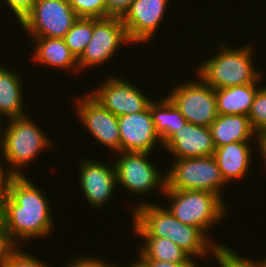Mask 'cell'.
<instances>
[{
  "instance_id": "1",
  "label": "cell",
  "mask_w": 266,
  "mask_h": 267,
  "mask_svg": "<svg viewBox=\"0 0 266 267\" xmlns=\"http://www.w3.org/2000/svg\"><path fill=\"white\" fill-rule=\"evenodd\" d=\"M26 177H6L1 198V223L16 246L21 240L44 238L54 228L48 199Z\"/></svg>"
},
{
  "instance_id": "2",
  "label": "cell",
  "mask_w": 266,
  "mask_h": 267,
  "mask_svg": "<svg viewBox=\"0 0 266 267\" xmlns=\"http://www.w3.org/2000/svg\"><path fill=\"white\" fill-rule=\"evenodd\" d=\"M132 210V227L139 237H160L173 241L191 257L216 256L220 251L229 247L211 243L198 227L180 222L166 208L140 201Z\"/></svg>"
},
{
  "instance_id": "3",
  "label": "cell",
  "mask_w": 266,
  "mask_h": 267,
  "mask_svg": "<svg viewBox=\"0 0 266 267\" xmlns=\"http://www.w3.org/2000/svg\"><path fill=\"white\" fill-rule=\"evenodd\" d=\"M227 45L220 43L219 52L199 64L197 76L213 89L261 83L264 73L253 65V45L233 49Z\"/></svg>"
},
{
  "instance_id": "4",
  "label": "cell",
  "mask_w": 266,
  "mask_h": 267,
  "mask_svg": "<svg viewBox=\"0 0 266 267\" xmlns=\"http://www.w3.org/2000/svg\"><path fill=\"white\" fill-rule=\"evenodd\" d=\"M24 115L18 118L8 119L4 131L1 155L8 162L9 169L5 171L6 176H24V169L38 157L41 150L51 147L52 140L37 126L33 120ZM51 144V145H50ZM12 168V169H11Z\"/></svg>"
},
{
  "instance_id": "5",
  "label": "cell",
  "mask_w": 266,
  "mask_h": 267,
  "mask_svg": "<svg viewBox=\"0 0 266 267\" xmlns=\"http://www.w3.org/2000/svg\"><path fill=\"white\" fill-rule=\"evenodd\" d=\"M164 196L170 205L166 208L180 222L198 227L205 235L226 217L225 203L218 195L198 190L166 189Z\"/></svg>"
},
{
  "instance_id": "6",
  "label": "cell",
  "mask_w": 266,
  "mask_h": 267,
  "mask_svg": "<svg viewBox=\"0 0 266 267\" xmlns=\"http://www.w3.org/2000/svg\"><path fill=\"white\" fill-rule=\"evenodd\" d=\"M167 176L166 189L212 192L222 200L223 180L214 156L174 159Z\"/></svg>"
},
{
  "instance_id": "7",
  "label": "cell",
  "mask_w": 266,
  "mask_h": 267,
  "mask_svg": "<svg viewBox=\"0 0 266 267\" xmlns=\"http://www.w3.org/2000/svg\"><path fill=\"white\" fill-rule=\"evenodd\" d=\"M78 18L68 0H37L20 25L31 38H64Z\"/></svg>"
},
{
  "instance_id": "8",
  "label": "cell",
  "mask_w": 266,
  "mask_h": 267,
  "mask_svg": "<svg viewBox=\"0 0 266 267\" xmlns=\"http://www.w3.org/2000/svg\"><path fill=\"white\" fill-rule=\"evenodd\" d=\"M118 160L114 163L117 184L127 188L141 197L147 193L160 189L164 194L167 187L166 173L159 172L149 158L148 152H118Z\"/></svg>"
},
{
  "instance_id": "9",
  "label": "cell",
  "mask_w": 266,
  "mask_h": 267,
  "mask_svg": "<svg viewBox=\"0 0 266 267\" xmlns=\"http://www.w3.org/2000/svg\"><path fill=\"white\" fill-rule=\"evenodd\" d=\"M197 78L196 81L179 83L167 96L188 123L209 127L218 116L215 89Z\"/></svg>"
},
{
  "instance_id": "10",
  "label": "cell",
  "mask_w": 266,
  "mask_h": 267,
  "mask_svg": "<svg viewBox=\"0 0 266 267\" xmlns=\"http://www.w3.org/2000/svg\"><path fill=\"white\" fill-rule=\"evenodd\" d=\"M127 43L132 42L127 36L121 17L93 18L91 40L77 59L79 70L104 64L117 53L119 46Z\"/></svg>"
},
{
  "instance_id": "11",
  "label": "cell",
  "mask_w": 266,
  "mask_h": 267,
  "mask_svg": "<svg viewBox=\"0 0 266 267\" xmlns=\"http://www.w3.org/2000/svg\"><path fill=\"white\" fill-rule=\"evenodd\" d=\"M90 95L117 117L144 111L152 101L135 84L113 76L93 88Z\"/></svg>"
},
{
  "instance_id": "12",
  "label": "cell",
  "mask_w": 266,
  "mask_h": 267,
  "mask_svg": "<svg viewBox=\"0 0 266 267\" xmlns=\"http://www.w3.org/2000/svg\"><path fill=\"white\" fill-rule=\"evenodd\" d=\"M89 94V95H88ZM82 99H76V114L85 128L100 144L120 152V130L118 117L104 108L88 93ZM78 105V106H77Z\"/></svg>"
},
{
  "instance_id": "13",
  "label": "cell",
  "mask_w": 266,
  "mask_h": 267,
  "mask_svg": "<svg viewBox=\"0 0 266 267\" xmlns=\"http://www.w3.org/2000/svg\"><path fill=\"white\" fill-rule=\"evenodd\" d=\"M170 0H134L121 17L129 40L147 43L157 33ZM160 24V25H159Z\"/></svg>"
},
{
  "instance_id": "14",
  "label": "cell",
  "mask_w": 266,
  "mask_h": 267,
  "mask_svg": "<svg viewBox=\"0 0 266 267\" xmlns=\"http://www.w3.org/2000/svg\"><path fill=\"white\" fill-rule=\"evenodd\" d=\"M118 123L120 151L122 152L152 153L156 143H159L161 146L163 145L155 131L150 104L144 111L119 116Z\"/></svg>"
},
{
  "instance_id": "15",
  "label": "cell",
  "mask_w": 266,
  "mask_h": 267,
  "mask_svg": "<svg viewBox=\"0 0 266 267\" xmlns=\"http://www.w3.org/2000/svg\"><path fill=\"white\" fill-rule=\"evenodd\" d=\"M79 183L81 191L94 209L104 206L117 186L115 166L101 161L80 160Z\"/></svg>"
},
{
  "instance_id": "16",
  "label": "cell",
  "mask_w": 266,
  "mask_h": 267,
  "mask_svg": "<svg viewBox=\"0 0 266 267\" xmlns=\"http://www.w3.org/2000/svg\"><path fill=\"white\" fill-rule=\"evenodd\" d=\"M175 159L213 156L215 146L209 127L188 123L162 145Z\"/></svg>"
},
{
  "instance_id": "17",
  "label": "cell",
  "mask_w": 266,
  "mask_h": 267,
  "mask_svg": "<svg viewBox=\"0 0 266 267\" xmlns=\"http://www.w3.org/2000/svg\"><path fill=\"white\" fill-rule=\"evenodd\" d=\"M252 150L250 142H232L215 148L213 156L226 184L246 176L252 161Z\"/></svg>"
},
{
  "instance_id": "18",
  "label": "cell",
  "mask_w": 266,
  "mask_h": 267,
  "mask_svg": "<svg viewBox=\"0 0 266 267\" xmlns=\"http://www.w3.org/2000/svg\"><path fill=\"white\" fill-rule=\"evenodd\" d=\"M215 148L232 142H249L258 140L249 117L246 115H219L209 126Z\"/></svg>"
},
{
  "instance_id": "19",
  "label": "cell",
  "mask_w": 266,
  "mask_h": 267,
  "mask_svg": "<svg viewBox=\"0 0 266 267\" xmlns=\"http://www.w3.org/2000/svg\"><path fill=\"white\" fill-rule=\"evenodd\" d=\"M35 49L33 61L59 69L72 70L78 73L79 67L76 57L70 52L63 38H32ZM67 69V70H66Z\"/></svg>"
},
{
  "instance_id": "20",
  "label": "cell",
  "mask_w": 266,
  "mask_h": 267,
  "mask_svg": "<svg viewBox=\"0 0 266 267\" xmlns=\"http://www.w3.org/2000/svg\"><path fill=\"white\" fill-rule=\"evenodd\" d=\"M260 83L237 85L215 89L217 113L219 115L248 116Z\"/></svg>"
},
{
  "instance_id": "21",
  "label": "cell",
  "mask_w": 266,
  "mask_h": 267,
  "mask_svg": "<svg viewBox=\"0 0 266 267\" xmlns=\"http://www.w3.org/2000/svg\"><path fill=\"white\" fill-rule=\"evenodd\" d=\"M9 70L0 65V114L7 120L26 115L21 77L18 72Z\"/></svg>"
},
{
  "instance_id": "22",
  "label": "cell",
  "mask_w": 266,
  "mask_h": 267,
  "mask_svg": "<svg viewBox=\"0 0 266 267\" xmlns=\"http://www.w3.org/2000/svg\"><path fill=\"white\" fill-rule=\"evenodd\" d=\"M150 112L155 126V131L160 137L162 144L180 127L187 124L180 110L166 95L165 98L154 100L150 103Z\"/></svg>"
},
{
  "instance_id": "23",
  "label": "cell",
  "mask_w": 266,
  "mask_h": 267,
  "mask_svg": "<svg viewBox=\"0 0 266 267\" xmlns=\"http://www.w3.org/2000/svg\"><path fill=\"white\" fill-rule=\"evenodd\" d=\"M145 239L143 247L137 255L139 260H155L163 262H196L193 258L167 238L141 237Z\"/></svg>"
},
{
  "instance_id": "24",
  "label": "cell",
  "mask_w": 266,
  "mask_h": 267,
  "mask_svg": "<svg viewBox=\"0 0 266 267\" xmlns=\"http://www.w3.org/2000/svg\"><path fill=\"white\" fill-rule=\"evenodd\" d=\"M93 34V18H78L65 34L64 41L70 52L78 59L91 40Z\"/></svg>"
},
{
  "instance_id": "25",
  "label": "cell",
  "mask_w": 266,
  "mask_h": 267,
  "mask_svg": "<svg viewBox=\"0 0 266 267\" xmlns=\"http://www.w3.org/2000/svg\"><path fill=\"white\" fill-rule=\"evenodd\" d=\"M79 18H107L106 0H68Z\"/></svg>"
},
{
  "instance_id": "26",
  "label": "cell",
  "mask_w": 266,
  "mask_h": 267,
  "mask_svg": "<svg viewBox=\"0 0 266 267\" xmlns=\"http://www.w3.org/2000/svg\"><path fill=\"white\" fill-rule=\"evenodd\" d=\"M253 130L259 135L266 130V87L257 91L248 114Z\"/></svg>"
},
{
  "instance_id": "27",
  "label": "cell",
  "mask_w": 266,
  "mask_h": 267,
  "mask_svg": "<svg viewBox=\"0 0 266 267\" xmlns=\"http://www.w3.org/2000/svg\"><path fill=\"white\" fill-rule=\"evenodd\" d=\"M18 245L8 255L3 267H48L39 258L24 252Z\"/></svg>"
},
{
  "instance_id": "28",
  "label": "cell",
  "mask_w": 266,
  "mask_h": 267,
  "mask_svg": "<svg viewBox=\"0 0 266 267\" xmlns=\"http://www.w3.org/2000/svg\"><path fill=\"white\" fill-rule=\"evenodd\" d=\"M37 0H5L8 8L13 12L16 19L21 23L24 18L31 12L34 3Z\"/></svg>"
},
{
  "instance_id": "29",
  "label": "cell",
  "mask_w": 266,
  "mask_h": 267,
  "mask_svg": "<svg viewBox=\"0 0 266 267\" xmlns=\"http://www.w3.org/2000/svg\"><path fill=\"white\" fill-rule=\"evenodd\" d=\"M97 257H88V256H82L79 258V256H77V258L75 257L74 259L72 258V261L69 260L70 262H68L69 264H66L65 267H111L113 265L112 264H108V262H106L105 260H103Z\"/></svg>"
},
{
  "instance_id": "30",
  "label": "cell",
  "mask_w": 266,
  "mask_h": 267,
  "mask_svg": "<svg viewBox=\"0 0 266 267\" xmlns=\"http://www.w3.org/2000/svg\"><path fill=\"white\" fill-rule=\"evenodd\" d=\"M16 247V245L9 239L6 230L2 223H0V267L4 266L9 253Z\"/></svg>"
},
{
  "instance_id": "31",
  "label": "cell",
  "mask_w": 266,
  "mask_h": 267,
  "mask_svg": "<svg viewBox=\"0 0 266 267\" xmlns=\"http://www.w3.org/2000/svg\"><path fill=\"white\" fill-rule=\"evenodd\" d=\"M134 0H106L107 17H122Z\"/></svg>"
},
{
  "instance_id": "32",
  "label": "cell",
  "mask_w": 266,
  "mask_h": 267,
  "mask_svg": "<svg viewBox=\"0 0 266 267\" xmlns=\"http://www.w3.org/2000/svg\"><path fill=\"white\" fill-rule=\"evenodd\" d=\"M146 267H195L197 262H163L155 260H140Z\"/></svg>"
},
{
  "instance_id": "33",
  "label": "cell",
  "mask_w": 266,
  "mask_h": 267,
  "mask_svg": "<svg viewBox=\"0 0 266 267\" xmlns=\"http://www.w3.org/2000/svg\"><path fill=\"white\" fill-rule=\"evenodd\" d=\"M232 263L236 267H263L261 263L258 262L257 260L254 261L253 258L248 259L246 257H243L233 250H232Z\"/></svg>"
},
{
  "instance_id": "34",
  "label": "cell",
  "mask_w": 266,
  "mask_h": 267,
  "mask_svg": "<svg viewBox=\"0 0 266 267\" xmlns=\"http://www.w3.org/2000/svg\"><path fill=\"white\" fill-rule=\"evenodd\" d=\"M220 267H236L232 263V250L231 248H227L225 250L220 251L215 257Z\"/></svg>"
},
{
  "instance_id": "35",
  "label": "cell",
  "mask_w": 266,
  "mask_h": 267,
  "mask_svg": "<svg viewBox=\"0 0 266 267\" xmlns=\"http://www.w3.org/2000/svg\"><path fill=\"white\" fill-rule=\"evenodd\" d=\"M255 142H257L258 144V150H260V154H262V158L264 160L263 163H265L266 165V130L262 131L259 135H258V140L256 141L254 139Z\"/></svg>"
},
{
  "instance_id": "36",
  "label": "cell",
  "mask_w": 266,
  "mask_h": 267,
  "mask_svg": "<svg viewBox=\"0 0 266 267\" xmlns=\"http://www.w3.org/2000/svg\"><path fill=\"white\" fill-rule=\"evenodd\" d=\"M0 163V190H4L5 188V180H6V174H5V170L3 167V164ZM3 167V168H2Z\"/></svg>"
},
{
  "instance_id": "37",
  "label": "cell",
  "mask_w": 266,
  "mask_h": 267,
  "mask_svg": "<svg viewBox=\"0 0 266 267\" xmlns=\"http://www.w3.org/2000/svg\"><path fill=\"white\" fill-rule=\"evenodd\" d=\"M128 267H146L138 258H136V261L133 260L132 263L128 264Z\"/></svg>"
},
{
  "instance_id": "38",
  "label": "cell",
  "mask_w": 266,
  "mask_h": 267,
  "mask_svg": "<svg viewBox=\"0 0 266 267\" xmlns=\"http://www.w3.org/2000/svg\"><path fill=\"white\" fill-rule=\"evenodd\" d=\"M1 117H4V116L0 114V147L2 146L3 136H4V132L3 131L5 129V128L1 127V125H2L1 120L3 119ZM2 128H3V130H2Z\"/></svg>"
},
{
  "instance_id": "39",
  "label": "cell",
  "mask_w": 266,
  "mask_h": 267,
  "mask_svg": "<svg viewBox=\"0 0 266 267\" xmlns=\"http://www.w3.org/2000/svg\"><path fill=\"white\" fill-rule=\"evenodd\" d=\"M3 193H4V190H0V223H1V198H2Z\"/></svg>"
},
{
  "instance_id": "40",
  "label": "cell",
  "mask_w": 266,
  "mask_h": 267,
  "mask_svg": "<svg viewBox=\"0 0 266 267\" xmlns=\"http://www.w3.org/2000/svg\"><path fill=\"white\" fill-rule=\"evenodd\" d=\"M259 262L261 263V265H262L263 267H266V258L263 259V260H259Z\"/></svg>"
},
{
  "instance_id": "41",
  "label": "cell",
  "mask_w": 266,
  "mask_h": 267,
  "mask_svg": "<svg viewBox=\"0 0 266 267\" xmlns=\"http://www.w3.org/2000/svg\"><path fill=\"white\" fill-rule=\"evenodd\" d=\"M111 267H119V266H118V264H116V265L113 264Z\"/></svg>"
}]
</instances>
